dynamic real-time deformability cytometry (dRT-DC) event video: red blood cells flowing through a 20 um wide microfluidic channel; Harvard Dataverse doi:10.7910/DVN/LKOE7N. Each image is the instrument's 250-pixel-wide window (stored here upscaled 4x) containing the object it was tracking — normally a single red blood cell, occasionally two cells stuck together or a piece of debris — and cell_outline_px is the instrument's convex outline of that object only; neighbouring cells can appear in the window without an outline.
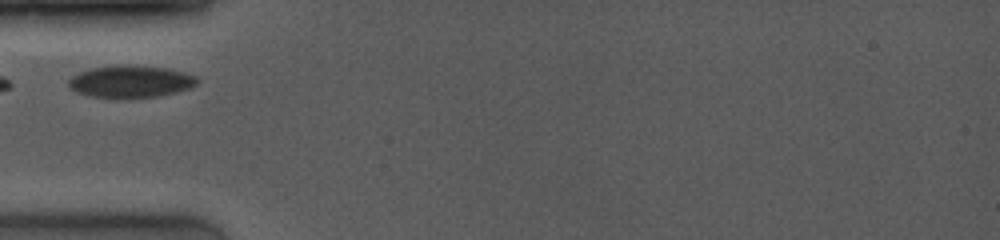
{"species": "common noctule bat (a hibernating species)", "species_latin": "Nyctalus noctula", "temperature_condition": "room temperature", "stored_images_in_passage": 24, "camera_frame_rate_fps": 4000, "um_per_image_px": 0.085, "animal": {"sex": "female", "body_mass_g": 19.0, "forearm_length_mm": 53.3}, "frame": {"image": 1, "passage_image": 1, "time_ms": 0.0, "image_size_px": [1000, 240], "cell_outline_px": [[200, 80], [192, 88], [176, 92], [156, 96], [128, 100], [120, 100], [92, 96], [76, 92], [68, 88], [68, 80], [72, 76], [80, 72], [92, 68], [128, 64], [168, 68], [196, 76]], "centroid_in_image_um": [11.1, 6.96], "position_along_channel_um": 73.9, "area_um2": 24.68}}